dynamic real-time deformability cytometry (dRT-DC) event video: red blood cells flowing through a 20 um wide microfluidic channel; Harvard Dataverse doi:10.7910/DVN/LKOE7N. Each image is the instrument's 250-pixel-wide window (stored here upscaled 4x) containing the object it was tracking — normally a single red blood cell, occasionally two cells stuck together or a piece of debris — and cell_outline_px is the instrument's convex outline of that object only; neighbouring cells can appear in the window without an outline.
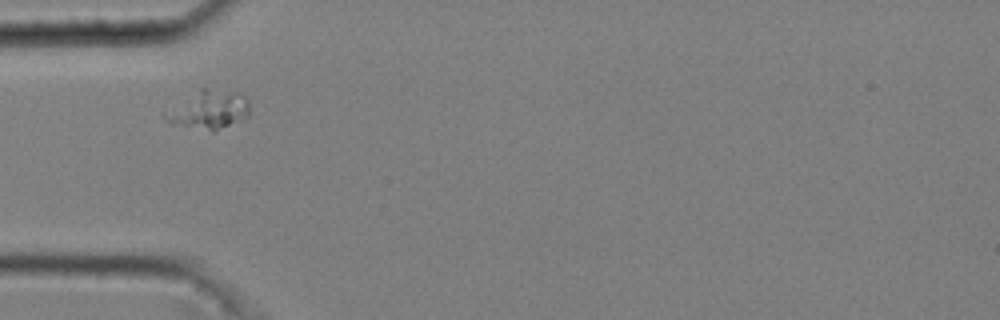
{"species": "common noctule bat (a hibernating species)", "species_latin": "Nyctalus noctula", "temperature_condition": "cold", "stored_images_in_passage": 31, "camera_frame_rate_fps": 3000, "um_per_image_px": 0.085, "animal": {"sex": "male", "body_mass_g": 20.4}, "frame": {"image": 1, "passage_image": 1, "time_ms": 0.0, "image_size_px": [1000, 320], "cell_outline_px": [[248, 116], [240, 120], [212, 132], [168, 124], [164, 120], [160, 112], [200, 88], [208, 88], [240, 92], [248, 100]], "centroid_in_image_um": [17.64, 9.33], "position_along_channel_um": 67.4, "area_um2": 19.54}}
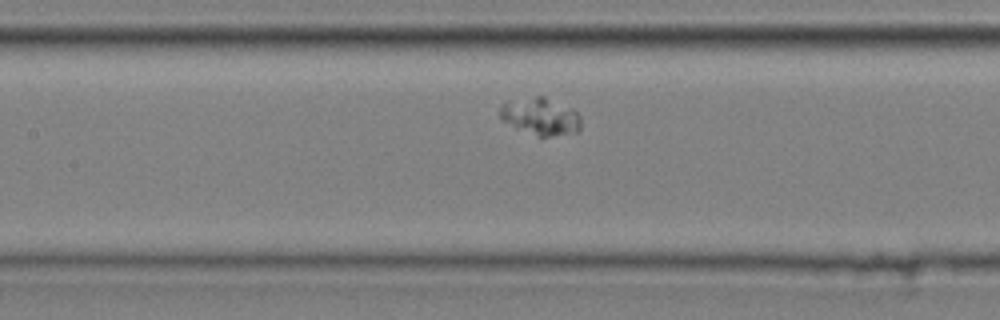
{"frame": {"image": 2, "passage_image": 9, "time_ms": 2.667, "image_size_px": [1000, 320], "cell_outline_px": [[580, 128], [576, 132], [548, 136], [536, 136], [516, 128], [504, 120], [500, 116], [500, 108], [508, 100], [536, 96], [544, 96], [572, 108], [580, 116]], "centroid_in_image_um": [45.95, 9.88], "position_along_channel_um": 161.5, "area_um2": 17.4}}
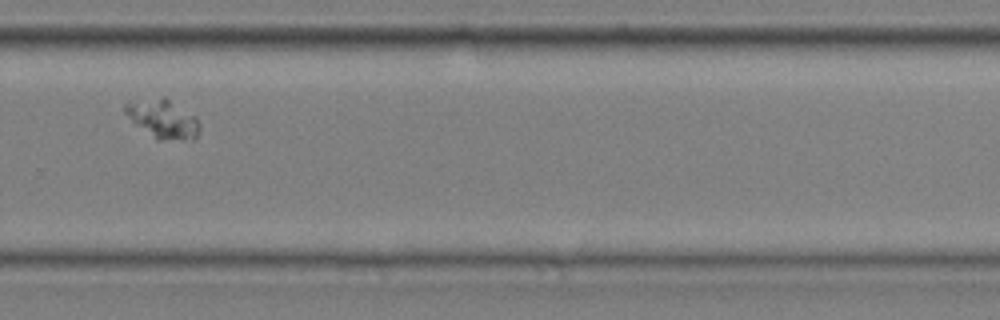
{"frame": {"image": 3, "passage_image": 22, "time_ms": 7.0, "image_size_px": [1000, 320], "cell_outline_px": [[200, 132], [192, 140], [156, 140], [136, 124], [124, 112], [124, 104], [164, 96], [196, 116], [200, 124]], "centroid_in_image_um": [13.9, 10.13], "position_along_channel_um": 315.9, "area_um2": 16.7}}